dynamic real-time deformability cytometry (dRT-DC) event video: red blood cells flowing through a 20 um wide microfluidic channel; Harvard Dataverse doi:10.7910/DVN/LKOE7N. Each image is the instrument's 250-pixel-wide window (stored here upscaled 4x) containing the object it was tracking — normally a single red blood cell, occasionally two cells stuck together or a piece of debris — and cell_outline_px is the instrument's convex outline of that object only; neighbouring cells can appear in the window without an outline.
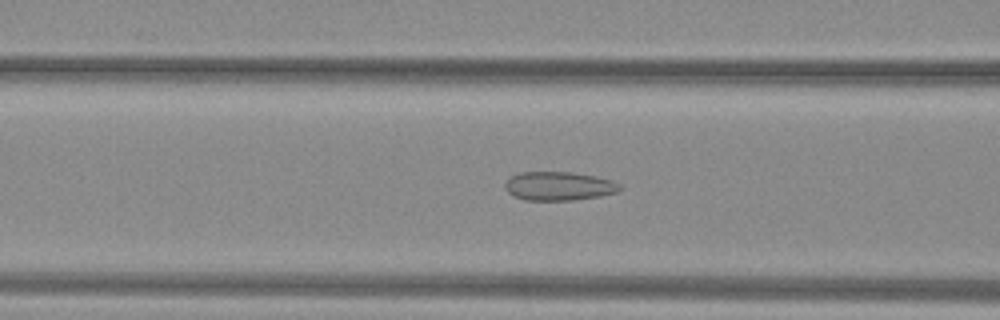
{"species": "common noctule bat (a hibernating species)", "species_latin": "Nyctalus noctula", "temperature_condition": "warm", "stored_images_in_passage": 48, "camera_frame_rate_fps": 3000, "um_per_image_px": 0.085, "animal": {"sex": "female", "body_mass_g": 29.2, "forearm_length_mm": 56.3}, "frame": {"image": 1, "passage_image": 20, "time_ms": 6.333, "image_size_px": [1000, 320], "cell_outline_px": [[620, 188], [616, 192], [600, 196], [572, 200], [524, 200], [512, 196], [504, 188], [504, 184], [512, 176], [520, 172], [572, 172], [596, 176], [612, 180], [620, 184]], "centroid_in_image_um": [47.48, 15.81], "position_along_channel_um": 119.1, "area_um2": 19.25}}
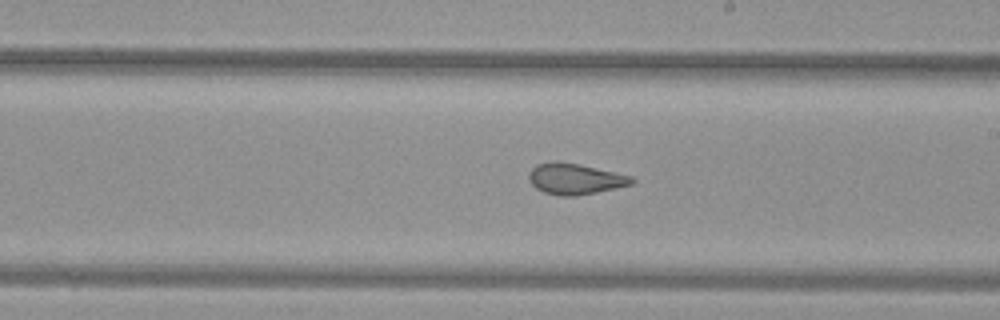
{"frame": {"image": 2, "passage_image": 29, "time_ms": 9.333, "image_size_px": [1000, 320], "cell_outline_px": [[636, 180], [632, 184], [616, 188], [576, 196], [560, 196], [544, 192], [536, 188], [528, 180], [528, 172], [536, 164], [552, 160], [556, 160], [580, 164], [632, 176]], "centroid_in_image_um": [48.85, 15.19], "position_along_channel_um": 240.2, "area_um2": 18.79}}
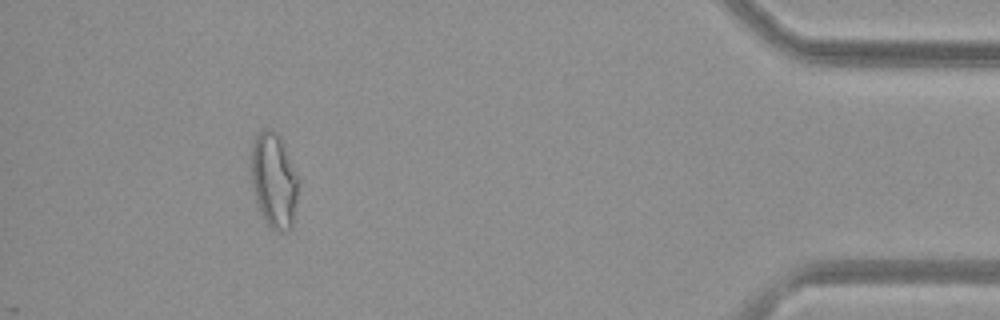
{"frame": {"image": 3, "passage_image": 46, "time_ms": 15.0, "image_size_px": [1000, 320], "cell_outline_px": [[300, 180], [292, 228], [288, 232], [280, 232], [272, 228], [264, 220], [260, 212], [256, 200], [252, 184], [252, 144], [256, 136], [264, 128], [272, 128], [276, 132]], "centroid_in_image_um": [23.3, 15.38], "position_along_channel_um": 411.9, "area_um2": 25.95}}